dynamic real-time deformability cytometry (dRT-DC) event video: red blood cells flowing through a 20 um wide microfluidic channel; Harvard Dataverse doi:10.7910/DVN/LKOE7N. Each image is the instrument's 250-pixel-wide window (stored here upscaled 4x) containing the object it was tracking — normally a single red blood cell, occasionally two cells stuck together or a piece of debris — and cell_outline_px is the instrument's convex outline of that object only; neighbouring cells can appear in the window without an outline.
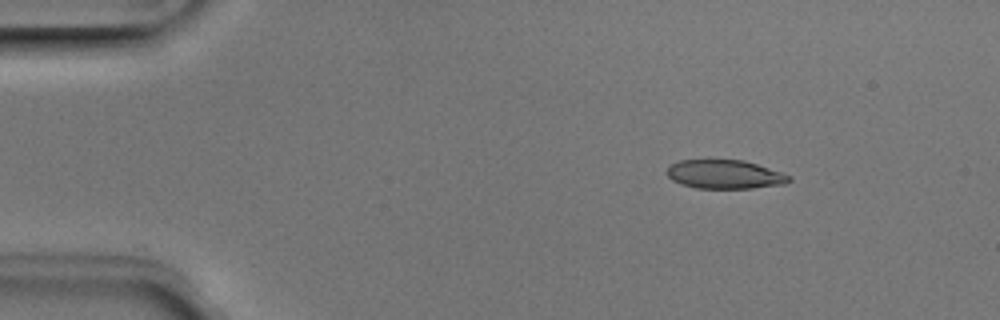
{"species": "Egyptian fruit bat (a non-hibernating species)", "species_latin": "Rousettus aegyptiacus", "temperature_condition": "room temperature", "stored_images_in_passage": 4, "camera_frame_rate_fps": 3000, "um_per_image_px": 0.085, "animal": {"sex": "male"}, "frame": {"image": 1, "passage_image": 2, "time_ms": 0.333, "image_size_px": [1000, 320], "cell_outline_px": [[792, 180], [784, 184], [752, 188], [696, 188], [680, 184], [672, 180], [664, 172], [672, 164], [680, 160], [744, 160], [792, 176]], "centroid_in_image_um": [61.59, 14.82], "position_along_channel_um": 23.4, "area_um2": 20.46}}